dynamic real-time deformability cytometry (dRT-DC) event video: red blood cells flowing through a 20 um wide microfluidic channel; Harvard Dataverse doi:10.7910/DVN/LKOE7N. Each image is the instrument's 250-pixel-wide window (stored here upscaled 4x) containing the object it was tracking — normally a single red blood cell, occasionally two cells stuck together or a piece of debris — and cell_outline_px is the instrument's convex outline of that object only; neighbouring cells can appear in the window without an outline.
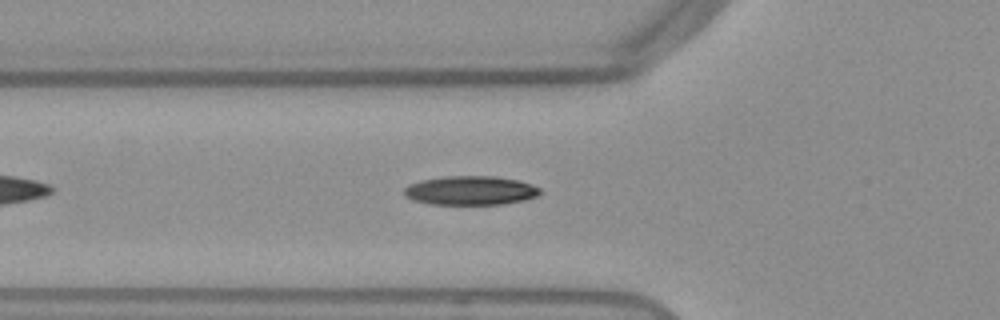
{"species": "Egyptian fruit bat (a non-hibernating species)", "species_latin": "Rousettus aegyptiacus", "temperature_condition": "warm", "stored_images_in_passage": 44, "camera_frame_rate_fps": 3000, "um_per_image_px": 0.085, "frame": {"image": 1, "passage_image": 10, "time_ms": 3.0, "image_size_px": [1000, 320], "cell_outline_px": [[536, 192], [528, 196], [512, 200], [484, 204], [452, 204], [428, 200], [412, 196], [408, 192], [408, 188], [432, 180], [508, 180], [524, 184], [536, 188]], "centroid_in_image_um": [40.04, 16.26], "position_along_channel_um": 85.8, "area_um2": 17.74}}
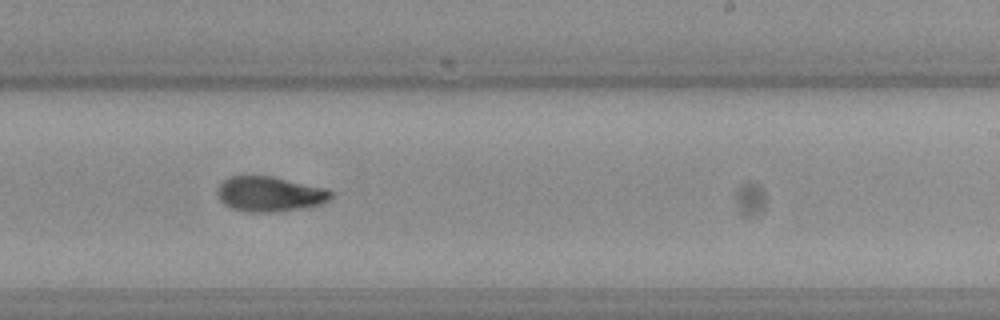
{"frame": {"image": 2, "passage_image": 24, "time_ms": 7.667, "image_size_px": [1000, 320], "cell_outline_px": [[328, 192], [320, 200], [300, 204], [236, 204], [228, 200], [224, 196], [224, 188], [232, 180], [272, 180]], "centroid_in_image_um": [22.93, 16.39], "position_along_channel_um": 266.1, "area_um2": 14.33}}
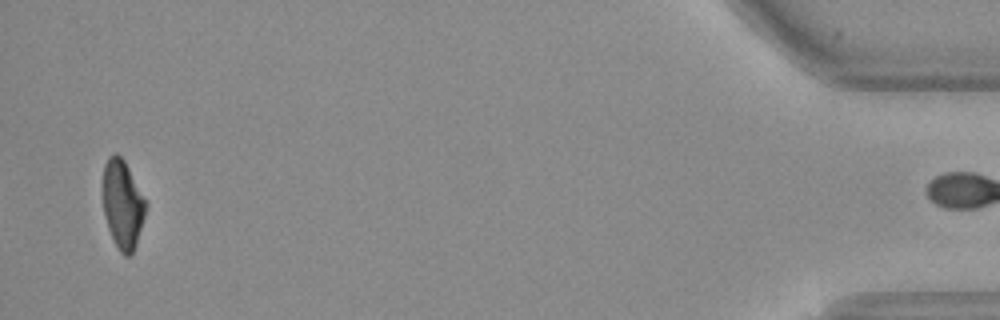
{"frame": {"image": 3, "passage_image": 43, "time_ms": 14.0, "image_size_px": [1000, 320], "cell_outline_px": [[144, 208], [140, 224], [132, 248], [128, 252], [124, 252], [120, 248], [112, 232], [108, 220], [104, 204], [104, 172], [108, 160], [112, 156], [116, 156], [124, 164], [144, 200]], "centroid_in_image_um": [10.39, 17.3], "position_along_channel_um": 424.8, "area_um2": 18.73}, "authors_computed_cell_mechanics": {"area_um2": 16.8776, "velocity_mm_per_s": 3.8508, "shape_relaxation_time_tau1_ms": null, "shape_relaxation_time_tau2_ms": 4.2163, "deformation_change_tau1": null, "deformation_change_tau2": 0.1128}}